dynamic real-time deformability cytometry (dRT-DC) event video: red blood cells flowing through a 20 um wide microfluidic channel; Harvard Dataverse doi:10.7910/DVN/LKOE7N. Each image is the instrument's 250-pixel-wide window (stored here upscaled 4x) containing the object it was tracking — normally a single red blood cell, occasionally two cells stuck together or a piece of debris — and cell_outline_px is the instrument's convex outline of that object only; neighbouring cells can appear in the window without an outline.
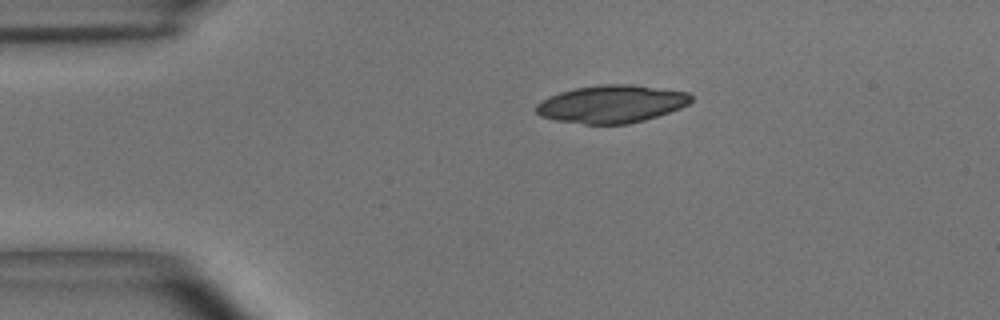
{"species": "common noctule bat (a hibernating species)", "species_latin": "Nyctalus noctula", "temperature_condition": "room temperature", "stored_images_in_passage": 44, "camera_frame_rate_fps": 3000, "um_per_image_px": 0.085, "animal": {"sex": "male", "body_mass_g": 15.6}, "frame": {"image": 1, "passage_image": 1, "time_ms": 0.0, "image_size_px": [1000, 320], "cell_outline_px": [[692, 100], [688, 104], [680, 108], [644, 120], [628, 124], [584, 124], [556, 120], [540, 116], [536, 112], [536, 104], [560, 92], [576, 88], [600, 84], [632, 84], [688, 92], [692, 96]], "centroid_in_image_um": [52.0, 8.84], "position_along_channel_um": 33.0, "area_um2": 33.81}}
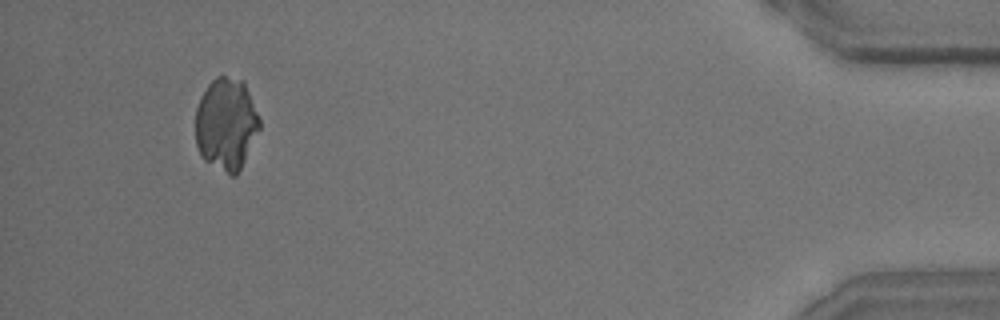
{"frame": {"image": 2, "passage_image": 41, "time_ms": 13.333, "image_size_px": [1000, 320], "cell_outline_px": [[260, 128], [236, 176], [232, 176], [204, 160], [196, 144], [196, 108], [208, 84], [216, 76], [224, 76], [244, 80], [260, 120]], "centroid_in_image_um": [19.23, 10.52], "position_along_channel_um": 416.0, "area_um2": 34.04}}